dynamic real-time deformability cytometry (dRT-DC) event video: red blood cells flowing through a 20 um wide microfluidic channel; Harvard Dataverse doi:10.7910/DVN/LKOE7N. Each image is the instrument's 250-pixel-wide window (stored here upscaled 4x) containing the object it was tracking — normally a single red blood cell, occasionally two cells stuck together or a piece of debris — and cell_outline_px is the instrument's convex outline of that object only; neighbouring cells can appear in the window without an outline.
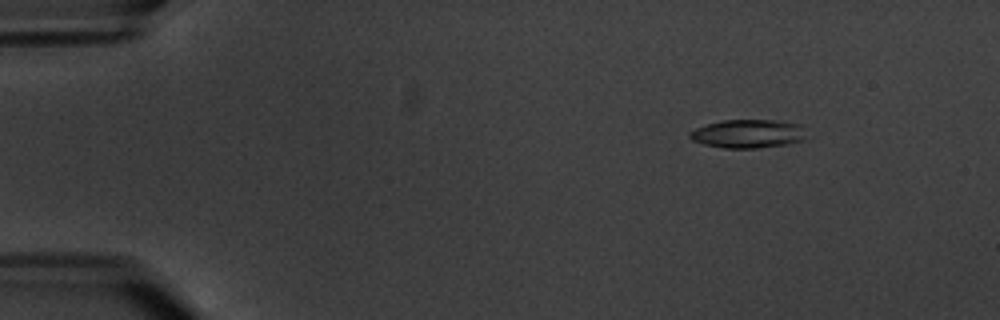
{"species": "common noctule bat (a hibernating species)", "species_latin": "Nyctalus noctula", "temperature_condition": "warm", "stored_images_in_passage": 4, "camera_frame_rate_fps": 3000, "um_per_image_px": 0.085, "animal": {"sex": "male", "body_mass_g": 20.1, "forearm_length_mm": 53.5}, "frame": {"image": 1, "passage_image": 1, "time_ms": 0.0, "image_size_px": [1000, 320], "cell_outline_px": [[808, 140], [788, 144], [756, 148], [724, 148], [704, 144], [692, 140], [688, 136], [688, 132], [696, 128], [720, 120], [776, 120], [800, 124]], "centroid_in_image_um": [63.6, 11.37], "position_along_channel_um": 21.4, "area_um2": 19.54}}